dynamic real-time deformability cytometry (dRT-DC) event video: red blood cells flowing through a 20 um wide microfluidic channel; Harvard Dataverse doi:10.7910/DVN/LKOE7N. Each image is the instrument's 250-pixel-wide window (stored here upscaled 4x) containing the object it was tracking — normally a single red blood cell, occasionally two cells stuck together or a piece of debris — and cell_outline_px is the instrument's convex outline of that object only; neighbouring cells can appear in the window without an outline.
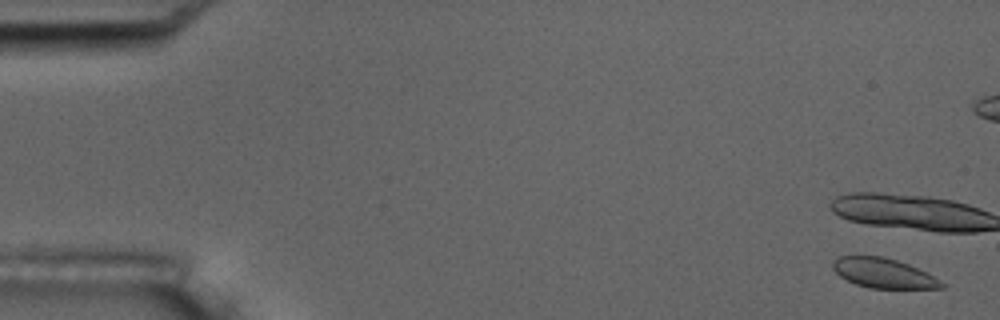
{"species": "common noctule bat (a hibernating species)", "species_latin": "Nyctalus noctula", "temperature_condition": "room temperature", "stored_images_in_passage": 6, "camera_frame_rate_fps": 3000, "um_per_image_px": 0.085, "animal": {"sex": "male", "body_mass_g": 17.5, "forearm_length_mm": 52.3}, "frame": {"image": 1, "passage_image": 1, "time_ms": 0.0, "image_size_px": [1000, 320], "cell_outline_px": [[944, 288], [868, 288], [856, 284], [840, 276], [832, 268], [832, 260], [840, 256], [880, 256], [896, 260], [908, 264], [940, 280], [944, 284]], "centroid_in_image_um": [75.05, 23.21], "position_along_channel_um": 10.0, "area_um2": 18.55}}